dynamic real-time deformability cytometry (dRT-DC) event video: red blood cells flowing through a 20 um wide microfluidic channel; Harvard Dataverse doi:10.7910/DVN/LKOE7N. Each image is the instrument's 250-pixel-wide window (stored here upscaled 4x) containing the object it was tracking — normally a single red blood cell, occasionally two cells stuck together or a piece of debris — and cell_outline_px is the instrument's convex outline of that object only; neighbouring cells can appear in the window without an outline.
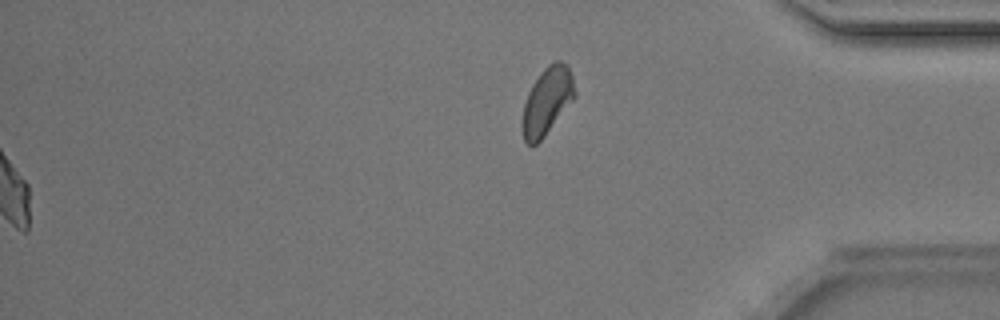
{"species": "Egyptian fruit bat (a non-hibernating species)", "species_latin": "Rousettus aegyptiacus", "temperature_condition": "room temperature", "stored_images_in_passage": 40, "segment_of_instrument_passage": [2, 2], "camera_frame_rate_fps": 3000, "um_per_image_px": 0.085, "animal": {"sex": "male"}, "frame": {"image": 1, "passage_image": 40, "time_ms": 13.0, "image_size_px": [1000, 320], "cell_outline_px": [[576, 96], [544, 136], [536, 144], [528, 144], [524, 140], [520, 124], [524, 104], [528, 92], [532, 84], [540, 72], [548, 64], [556, 60], [560, 60], [568, 64], [572, 76], [576, 92]], "centroid_in_image_um": [46.49, 8.56], "position_along_channel_um": 388.7, "area_um2": 20.69}}